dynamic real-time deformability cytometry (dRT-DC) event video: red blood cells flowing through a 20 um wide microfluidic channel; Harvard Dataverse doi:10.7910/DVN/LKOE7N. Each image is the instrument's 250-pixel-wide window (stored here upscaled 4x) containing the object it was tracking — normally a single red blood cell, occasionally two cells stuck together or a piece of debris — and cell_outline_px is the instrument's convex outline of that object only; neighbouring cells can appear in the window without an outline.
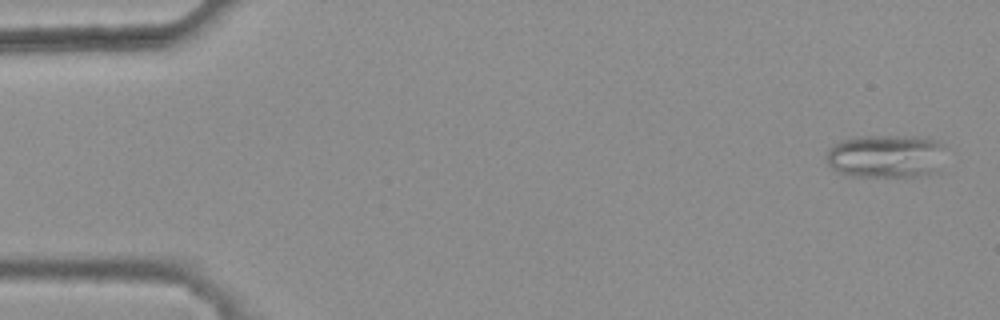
{"species": "common noctule bat (a hibernating species)", "species_latin": "Nyctalus noctula", "temperature_condition": "warm", "stored_images_in_passage": 47, "camera_frame_rate_fps": 3000, "um_per_image_px": 0.085, "animal": {"sex": "female", "body_mass_g": 25.1}, "frame": {"image": 1, "passage_image": 2, "time_ms": 0.333, "image_size_px": [1000, 320], "cell_outline_px": [[944, 172], [912, 176], [848, 176], [832, 168], [828, 164], [828, 148], [840, 140], [860, 136], [916, 136], [936, 140], [944, 144]], "centroid_in_image_um": [75.4, 13.28], "position_along_channel_um": 9.6, "area_um2": 30.69}}
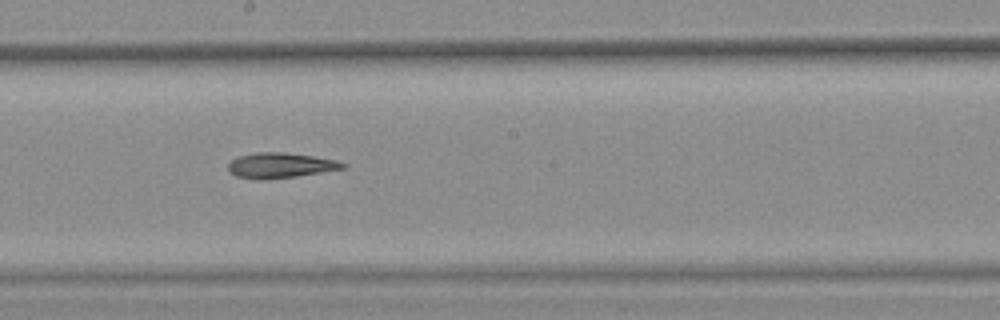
{"frame": {"image": 2, "passage_image": 29, "time_ms": 9.333, "image_size_px": [1000, 320], "cell_outline_px": [[348, 164], [344, 168], [296, 176], [236, 176], [228, 168], [228, 164], [232, 160], [240, 156], [256, 152], [284, 152], [312, 156], [336, 160]], "centroid_in_image_um": [23.91, 13.99], "position_along_channel_um": 224.3, "area_um2": 15.72}}
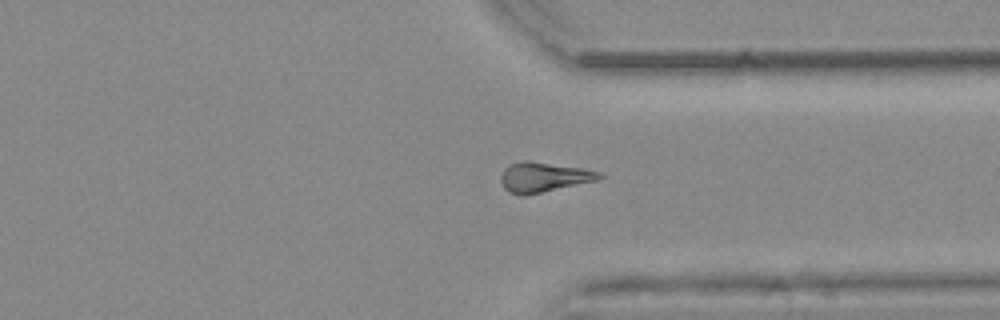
{"frame": {"image": 3, "passage_image": 40, "time_ms": 13.0, "image_size_px": [1000, 320], "cell_outline_px": [[604, 176], [596, 180], [524, 196], [520, 196], [508, 192], [504, 188], [500, 180], [500, 176], [504, 168], [508, 164], [524, 160], [528, 160], [584, 168], [600, 172]], "centroid_in_image_um": [46.15, 15.05], "position_along_channel_um": 365.2, "area_um2": 17.22}}